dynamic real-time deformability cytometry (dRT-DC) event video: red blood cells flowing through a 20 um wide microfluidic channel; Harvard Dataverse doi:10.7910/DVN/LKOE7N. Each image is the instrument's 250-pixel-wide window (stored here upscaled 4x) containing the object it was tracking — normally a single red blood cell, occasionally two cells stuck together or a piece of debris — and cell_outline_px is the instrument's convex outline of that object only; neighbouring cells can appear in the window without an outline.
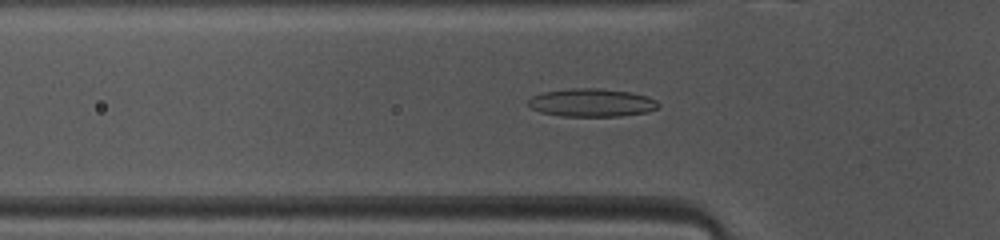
{"species": "common noctule bat (a hibernating species)", "species_latin": "Nyctalus noctula", "temperature_condition": "warm", "stored_images_in_passage": 47, "camera_frame_rate_fps": 3000, "um_per_image_px": 0.085, "animal": {"sex": "female", "body_mass_g": 10.0, "forearm_length_mm": 53.1}, "frame": {"image": 1, "passage_image": 14, "time_ms": 4.333, "image_size_px": [1000, 240], "cell_outline_px": [[660, 104], [656, 108], [648, 112], [620, 116], [560, 116], [540, 112], [532, 108], [528, 104], [528, 100], [532, 96], [544, 92], [572, 88], [600, 88], [632, 92], [648, 96], [656, 100]], "centroid_in_image_um": [50.31, 8.72], "position_along_channel_um": 75.5, "area_um2": 21.39}}
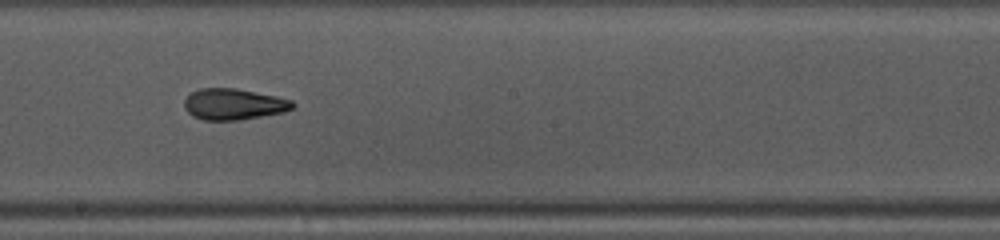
{"frame": {"image": 2, "passage_image": 25, "time_ms": 8.0, "image_size_px": [1000, 240], "cell_outline_px": [[296, 104], [292, 108], [284, 112], [240, 120], [204, 120], [192, 116], [184, 108], [184, 100], [192, 92], [200, 88], [236, 88], [276, 96], [292, 100]], "centroid_in_image_um": [19.86, 8.86], "position_along_channel_um": 228.3, "area_um2": 19.71}}
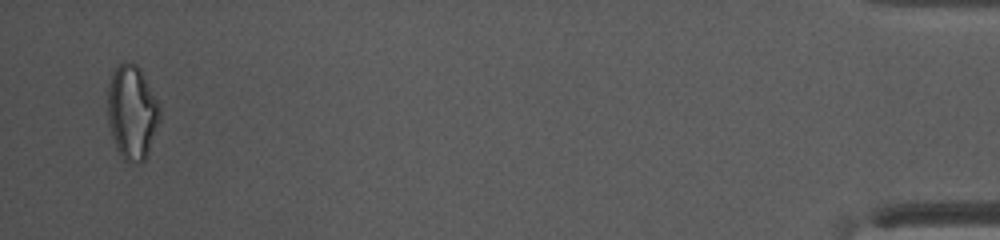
{"frame": {"image": 3, "passage_image": 46, "time_ms": 15.0, "image_size_px": [1000, 240], "cell_outline_px": [[160, 120], [148, 152], [144, 160], [140, 164], [132, 164], [124, 160], [120, 156], [116, 148], [112, 136], [108, 116], [108, 84], [112, 72], [116, 64], [124, 60], [132, 60], [140, 68], [160, 104]], "centroid_in_image_um": [11.22, 9.5], "position_along_channel_um": 424.0, "area_um2": 29.13}, "authors_computed_cell_mechanics": {"area_um2": 20.6924, "velocity_mm_per_s": 4.1319, "shape_relaxation_time_tau1_ms": 9.2098, "shape_relaxation_time_tau2_ms": 1.8414, "deformation_change_tau1": 0.2188, "deformation_change_tau2": 0.1034}}